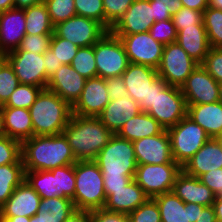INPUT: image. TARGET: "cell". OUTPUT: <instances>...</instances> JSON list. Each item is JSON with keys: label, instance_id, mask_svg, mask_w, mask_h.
Instances as JSON below:
<instances>
[{"label": "cell", "instance_id": "cell-62", "mask_svg": "<svg viewBox=\"0 0 222 222\" xmlns=\"http://www.w3.org/2000/svg\"><path fill=\"white\" fill-rule=\"evenodd\" d=\"M6 136V131L4 127V118L2 113V108L0 106V138Z\"/></svg>", "mask_w": 222, "mask_h": 222}, {"label": "cell", "instance_id": "cell-18", "mask_svg": "<svg viewBox=\"0 0 222 222\" xmlns=\"http://www.w3.org/2000/svg\"><path fill=\"white\" fill-rule=\"evenodd\" d=\"M159 208L161 222H199L200 212L205 206L184 203L172 191L153 198Z\"/></svg>", "mask_w": 222, "mask_h": 222}, {"label": "cell", "instance_id": "cell-27", "mask_svg": "<svg viewBox=\"0 0 222 222\" xmlns=\"http://www.w3.org/2000/svg\"><path fill=\"white\" fill-rule=\"evenodd\" d=\"M187 117L202 127L210 138L222 134V102L187 105Z\"/></svg>", "mask_w": 222, "mask_h": 222}, {"label": "cell", "instance_id": "cell-12", "mask_svg": "<svg viewBox=\"0 0 222 222\" xmlns=\"http://www.w3.org/2000/svg\"><path fill=\"white\" fill-rule=\"evenodd\" d=\"M114 35L122 41L130 63L157 69L164 45L154 40L149 32Z\"/></svg>", "mask_w": 222, "mask_h": 222}, {"label": "cell", "instance_id": "cell-20", "mask_svg": "<svg viewBox=\"0 0 222 222\" xmlns=\"http://www.w3.org/2000/svg\"><path fill=\"white\" fill-rule=\"evenodd\" d=\"M85 81L70 64H63L48 80L47 89L73 106L81 96Z\"/></svg>", "mask_w": 222, "mask_h": 222}, {"label": "cell", "instance_id": "cell-64", "mask_svg": "<svg viewBox=\"0 0 222 222\" xmlns=\"http://www.w3.org/2000/svg\"><path fill=\"white\" fill-rule=\"evenodd\" d=\"M30 222H42L40 218V213H37L34 216L30 217Z\"/></svg>", "mask_w": 222, "mask_h": 222}, {"label": "cell", "instance_id": "cell-17", "mask_svg": "<svg viewBox=\"0 0 222 222\" xmlns=\"http://www.w3.org/2000/svg\"><path fill=\"white\" fill-rule=\"evenodd\" d=\"M109 101L105 79L98 76L86 79L80 98L72 106V113L77 116L98 117Z\"/></svg>", "mask_w": 222, "mask_h": 222}, {"label": "cell", "instance_id": "cell-57", "mask_svg": "<svg viewBox=\"0 0 222 222\" xmlns=\"http://www.w3.org/2000/svg\"><path fill=\"white\" fill-rule=\"evenodd\" d=\"M199 222H217L213 206H206L200 212Z\"/></svg>", "mask_w": 222, "mask_h": 222}, {"label": "cell", "instance_id": "cell-47", "mask_svg": "<svg viewBox=\"0 0 222 222\" xmlns=\"http://www.w3.org/2000/svg\"><path fill=\"white\" fill-rule=\"evenodd\" d=\"M151 37L163 45L177 40V30L172 19L154 22L149 29Z\"/></svg>", "mask_w": 222, "mask_h": 222}, {"label": "cell", "instance_id": "cell-37", "mask_svg": "<svg viewBox=\"0 0 222 222\" xmlns=\"http://www.w3.org/2000/svg\"><path fill=\"white\" fill-rule=\"evenodd\" d=\"M50 171L53 176H56V196L72 200L75 195L74 164L54 168Z\"/></svg>", "mask_w": 222, "mask_h": 222}, {"label": "cell", "instance_id": "cell-23", "mask_svg": "<svg viewBox=\"0 0 222 222\" xmlns=\"http://www.w3.org/2000/svg\"><path fill=\"white\" fill-rule=\"evenodd\" d=\"M172 192L184 203H196L205 207L212 206L216 198L199 178L188 175L183 170L176 177Z\"/></svg>", "mask_w": 222, "mask_h": 222}, {"label": "cell", "instance_id": "cell-14", "mask_svg": "<svg viewBox=\"0 0 222 222\" xmlns=\"http://www.w3.org/2000/svg\"><path fill=\"white\" fill-rule=\"evenodd\" d=\"M187 105L210 104L220 101L219 83L198 64L181 86Z\"/></svg>", "mask_w": 222, "mask_h": 222}, {"label": "cell", "instance_id": "cell-4", "mask_svg": "<svg viewBox=\"0 0 222 222\" xmlns=\"http://www.w3.org/2000/svg\"><path fill=\"white\" fill-rule=\"evenodd\" d=\"M33 136L62 134L72 116V106L47 88L42 89L29 108Z\"/></svg>", "mask_w": 222, "mask_h": 222}, {"label": "cell", "instance_id": "cell-32", "mask_svg": "<svg viewBox=\"0 0 222 222\" xmlns=\"http://www.w3.org/2000/svg\"><path fill=\"white\" fill-rule=\"evenodd\" d=\"M25 10L26 34H53L54 26L50 20L46 5L42 2Z\"/></svg>", "mask_w": 222, "mask_h": 222}, {"label": "cell", "instance_id": "cell-7", "mask_svg": "<svg viewBox=\"0 0 222 222\" xmlns=\"http://www.w3.org/2000/svg\"><path fill=\"white\" fill-rule=\"evenodd\" d=\"M167 132L173 160L181 167L210 139L207 132L187 116Z\"/></svg>", "mask_w": 222, "mask_h": 222}, {"label": "cell", "instance_id": "cell-67", "mask_svg": "<svg viewBox=\"0 0 222 222\" xmlns=\"http://www.w3.org/2000/svg\"><path fill=\"white\" fill-rule=\"evenodd\" d=\"M220 101L222 102V82L219 83Z\"/></svg>", "mask_w": 222, "mask_h": 222}, {"label": "cell", "instance_id": "cell-48", "mask_svg": "<svg viewBox=\"0 0 222 222\" xmlns=\"http://www.w3.org/2000/svg\"><path fill=\"white\" fill-rule=\"evenodd\" d=\"M154 22L172 19L183 5L180 0H150Z\"/></svg>", "mask_w": 222, "mask_h": 222}, {"label": "cell", "instance_id": "cell-50", "mask_svg": "<svg viewBox=\"0 0 222 222\" xmlns=\"http://www.w3.org/2000/svg\"><path fill=\"white\" fill-rule=\"evenodd\" d=\"M201 65L218 83L222 82V48H210Z\"/></svg>", "mask_w": 222, "mask_h": 222}, {"label": "cell", "instance_id": "cell-19", "mask_svg": "<svg viewBox=\"0 0 222 222\" xmlns=\"http://www.w3.org/2000/svg\"><path fill=\"white\" fill-rule=\"evenodd\" d=\"M153 24L154 17L150 0H134L110 31L113 34L149 32Z\"/></svg>", "mask_w": 222, "mask_h": 222}, {"label": "cell", "instance_id": "cell-25", "mask_svg": "<svg viewBox=\"0 0 222 222\" xmlns=\"http://www.w3.org/2000/svg\"><path fill=\"white\" fill-rule=\"evenodd\" d=\"M222 168V148L216 138H210L182 167L188 175H201Z\"/></svg>", "mask_w": 222, "mask_h": 222}, {"label": "cell", "instance_id": "cell-26", "mask_svg": "<svg viewBox=\"0 0 222 222\" xmlns=\"http://www.w3.org/2000/svg\"><path fill=\"white\" fill-rule=\"evenodd\" d=\"M141 112L140 105L128 95L121 99L110 100L98 115V119L113 134H117L125 122Z\"/></svg>", "mask_w": 222, "mask_h": 222}, {"label": "cell", "instance_id": "cell-28", "mask_svg": "<svg viewBox=\"0 0 222 222\" xmlns=\"http://www.w3.org/2000/svg\"><path fill=\"white\" fill-rule=\"evenodd\" d=\"M176 41L198 64L204 62L211 48L204 25H194L180 30Z\"/></svg>", "mask_w": 222, "mask_h": 222}, {"label": "cell", "instance_id": "cell-58", "mask_svg": "<svg viewBox=\"0 0 222 222\" xmlns=\"http://www.w3.org/2000/svg\"><path fill=\"white\" fill-rule=\"evenodd\" d=\"M43 0H14L15 8L26 9L42 3Z\"/></svg>", "mask_w": 222, "mask_h": 222}, {"label": "cell", "instance_id": "cell-36", "mask_svg": "<svg viewBox=\"0 0 222 222\" xmlns=\"http://www.w3.org/2000/svg\"><path fill=\"white\" fill-rule=\"evenodd\" d=\"M70 65L85 79L97 77L94 45L79 47Z\"/></svg>", "mask_w": 222, "mask_h": 222}, {"label": "cell", "instance_id": "cell-61", "mask_svg": "<svg viewBox=\"0 0 222 222\" xmlns=\"http://www.w3.org/2000/svg\"><path fill=\"white\" fill-rule=\"evenodd\" d=\"M15 8L14 0H0V13Z\"/></svg>", "mask_w": 222, "mask_h": 222}, {"label": "cell", "instance_id": "cell-16", "mask_svg": "<svg viewBox=\"0 0 222 222\" xmlns=\"http://www.w3.org/2000/svg\"><path fill=\"white\" fill-rule=\"evenodd\" d=\"M133 145L137 165L177 164L171 154L167 130L155 136L136 140Z\"/></svg>", "mask_w": 222, "mask_h": 222}, {"label": "cell", "instance_id": "cell-33", "mask_svg": "<svg viewBox=\"0 0 222 222\" xmlns=\"http://www.w3.org/2000/svg\"><path fill=\"white\" fill-rule=\"evenodd\" d=\"M25 180L23 164L0 166V208L5 204L13 191Z\"/></svg>", "mask_w": 222, "mask_h": 222}, {"label": "cell", "instance_id": "cell-6", "mask_svg": "<svg viewBox=\"0 0 222 222\" xmlns=\"http://www.w3.org/2000/svg\"><path fill=\"white\" fill-rule=\"evenodd\" d=\"M187 107L180 87L168 85L161 77L156 79V96L146 113L167 130L187 116Z\"/></svg>", "mask_w": 222, "mask_h": 222}, {"label": "cell", "instance_id": "cell-40", "mask_svg": "<svg viewBox=\"0 0 222 222\" xmlns=\"http://www.w3.org/2000/svg\"><path fill=\"white\" fill-rule=\"evenodd\" d=\"M7 164H23L21 142L4 136L0 138V166Z\"/></svg>", "mask_w": 222, "mask_h": 222}, {"label": "cell", "instance_id": "cell-3", "mask_svg": "<svg viewBox=\"0 0 222 222\" xmlns=\"http://www.w3.org/2000/svg\"><path fill=\"white\" fill-rule=\"evenodd\" d=\"M77 161L95 160L114 135L98 117L72 114L63 130Z\"/></svg>", "mask_w": 222, "mask_h": 222}, {"label": "cell", "instance_id": "cell-11", "mask_svg": "<svg viewBox=\"0 0 222 222\" xmlns=\"http://www.w3.org/2000/svg\"><path fill=\"white\" fill-rule=\"evenodd\" d=\"M197 65L198 63L175 41L164 45L157 72L168 85L181 88Z\"/></svg>", "mask_w": 222, "mask_h": 222}, {"label": "cell", "instance_id": "cell-10", "mask_svg": "<svg viewBox=\"0 0 222 222\" xmlns=\"http://www.w3.org/2000/svg\"><path fill=\"white\" fill-rule=\"evenodd\" d=\"M182 171L179 164L137 165L134 181L149 198L172 191L178 174Z\"/></svg>", "mask_w": 222, "mask_h": 222}, {"label": "cell", "instance_id": "cell-5", "mask_svg": "<svg viewBox=\"0 0 222 222\" xmlns=\"http://www.w3.org/2000/svg\"><path fill=\"white\" fill-rule=\"evenodd\" d=\"M76 210L93 211L104 208L106 201L103 175L94 160L77 161L74 164Z\"/></svg>", "mask_w": 222, "mask_h": 222}, {"label": "cell", "instance_id": "cell-63", "mask_svg": "<svg viewBox=\"0 0 222 222\" xmlns=\"http://www.w3.org/2000/svg\"><path fill=\"white\" fill-rule=\"evenodd\" d=\"M209 6L218 10H222V0H209Z\"/></svg>", "mask_w": 222, "mask_h": 222}, {"label": "cell", "instance_id": "cell-13", "mask_svg": "<svg viewBox=\"0 0 222 222\" xmlns=\"http://www.w3.org/2000/svg\"><path fill=\"white\" fill-rule=\"evenodd\" d=\"M108 30L97 20L75 15L54 26L57 37L69 40L78 47L94 45Z\"/></svg>", "mask_w": 222, "mask_h": 222}, {"label": "cell", "instance_id": "cell-30", "mask_svg": "<svg viewBox=\"0 0 222 222\" xmlns=\"http://www.w3.org/2000/svg\"><path fill=\"white\" fill-rule=\"evenodd\" d=\"M164 130L151 115L142 111L125 122L117 135L134 142L142 138L161 134Z\"/></svg>", "mask_w": 222, "mask_h": 222}, {"label": "cell", "instance_id": "cell-53", "mask_svg": "<svg viewBox=\"0 0 222 222\" xmlns=\"http://www.w3.org/2000/svg\"><path fill=\"white\" fill-rule=\"evenodd\" d=\"M199 180L213 192L215 197H222V168L201 175Z\"/></svg>", "mask_w": 222, "mask_h": 222}, {"label": "cell", "instance_id": "cell-60", "mask_svg": "<svg viewBox=\"0 0 222 222\" xmlns=\"http://www.w3.org/2000/svg\"><path fill=\"white\" fill-rule=\"evenodd\" d=\"M1 222H30V218L25 216H0Z\"/></svg>", "mask_w": 222, "mask_h": 222}, {"label": "cell", "instance_id": "cell-34", "mask_svg": "<svg viewBox=\"0 0 222 222\" xmlns=\"http://www.w3.org/2000/svg\"><path fill=\"white\" fill-rule=\"evenodd\" d=\"M25 180L41 198L56 196V176L51 171H25Z\"/></svg>", "mask_w": 222, "mask_h": 222}, {"label": "cell", "instance_id": "cell-46", "mask_svg": "<svg viewBox=\"0 0 222 222\" xmlns=\"http://www.w3.org/2000/svg\"><path fill=\"white\" fill-rule=\"evenodd\" d=\"M53 34L29 35L26 34L21 40L19 47L13 51H27L43 54L50 48Z\"/></svg>", "mask_w": 222, "mask_h": 222}, {"label": "cell", "instance_id": "cell-8", "mask_svg": "<svg viewBox=\"0 0 222 222\" xmlns=\"http://www.w3.org/2000/svg\"><path fill=\"white\" fill-rule=\"evenodd\" d=\"M97 76L103 79L122 76L130 61L119 37L107 31L94 44Z\"/></svg>", "mask_w": 222, "mask_h": 222}, {"label": "cell", "instance_id": "cell-1", "mask_svg": "<svg viewBox=\"0 0 222 222\" xmlns=\"http://www.w3.org/2000/svg\"><path fill=\"white\" fill-rule=\"evenodd\" d=\"M103 175L105 190H119L135 175L137 161L133 142L114 134L94 160Z\"/></svg>", "mask_w": 222, "mask_h": 222}, {"label": "cell", "instance_id": "cell-45", "mask_svg": "<svg viewBox=\"0 0 222 222\" xmlns=\"http://www.w3.org/2000/svg\"><path fill=\"white\" fill-rule=\"evenodd\" d=\"M77 15L97 20L105 27L103 0H74Z\"/></svg>", "mask_w": 222, "mask_h": 222}, {"label": "cell", "instance_id": "cell-22", "mask_svg": "<svg viewBox=\"0 0 222 222\" xmlns=\"http://www.w3.org/2000/svg\"><path fill=\"white\" fill-rule=\"evenodd\" d=\"M41 202L39 194L24 180L0 208V216L32 217L38 213Z\"/></svg>", "mask_w": 222, "mask_h": 222}, {"label": "cell", "instance_id": "cell-41", "mask_svg": "<svg viewBox=\"0 0 222 222\" xmlns=\"http://www.w3.org/2000/svg\"><path fill=\"white\" fill-rule=\"evenodd\" d=\"M20 82L7 61L0 69V106L4 105Z\"/></svg>", "mask_w": 222, "mask_h": 222}, {"label": "cell", "instance_id": "cell-38", "mask_svg": "<svg viewBox=\"0 0 222 222\" xmlns=\"http://www.w3.org/2000/svg\"><path fill=\"white\" fill-rule=\"evenodd\" d=\"M41 90L42 88L38 86L19 84L8 101L1 107L29 109L34 104Z\"/></svg>", "mask_w": 222, "mask_h": 222}, {"label": "cell", "instance_id": "cell-44", "mask_svg": "<svg viewBox=\"0 0 222 222\" xmlns=\"http://www.w3.org/2000/svg\"><path fill=\"white\" fill-rule=\"evenodd\" d=\"M128 222H161L156 201L148 198L142 205L128 214Z\"/></svg>", "mask_w": 222, "mask_h": 222}, {"label": "cell", "instance_id": "cell-51", "mask_svg": "<svg viewBox=\"0 0 222 222\" xmlns=\"http://www.w3.org/2000/svg\"><path fill=\"white\" fill-rule=\"evenodd\" d=\"M109 100H117L128 96L127 88L122 76L105 79Z\"/></svg>", "mask_w": 222, "mask_h": 222}, {"label": "cell", "instance_id": "cell-29", "mask_svg": "<svg viewBox=\"0 0 222 222\" xmlns=\"http://www.w3.org/2000/svg\"><path fill=\"white\" fill-rule=\"evenodd\" d=\"M6 136L20 142L33 137V124L29 109L1 107Z\"/></svg>", "mask_w": 222, "mask_h": 222}, {"label": "cell", "instance_id": "cell-35", "mask_svg": "<svg viewBox=\"0 0 222 222\" xmlns=\"http://www.w3.org/2000/svg\"><path fill=\"white\" fill-rule=\"evenodd\" d=\"M203 23L211 48H222V10L208 6L203 12Z\"/></svg>", "mask_w": 222, "mask_h": 222}, {"label": "cell", "instance_id": "cell-43", "mask_svg": "<svg viewBox=\"0 0 222 222\" xmlns=\"http://www.w3.org/2000/svg\"><path fill=\"white\" fill-rule=\"evenodd\" d=\"M49 49L55 53V57L63 65L70 64L72 62L79 47L69 40L57 37L53 33Z\"/></svg>", "mask_w": 222, "mask_h": 222}, {"label": "cell", "instance_id": "cell-15", "mask_svg": "<svg viewBox=\"0 0 222 222\" xmlns=\"http://www.w3.org/2000/svg\"><path fill=\"white\" fill-rule=\"evenodd\" d=\"M20 84L46 88V70L43 54L10 51L5 54Z\"/></svg>", "mask_w": 222, "mask_h": 222}, {"label": "cell", "instance_id": "cell-66", "mask_svg": "<svg viewBox=\"0 0 222 222\" xmlns=\"http://www.w3.org/2000/svg\"><path fill=\"white\" fill-rule=\"evenodd\" d=\"M216 140L218 141V143L220 144L221 148H222V134L216 137Z\"/></svg>", "mask_w": 222, "mask_h": 222}, {"label": "cell", "instance_id": "cell-31", "mask_svg": "<svg viewBox=\"0 0 222 222\" xmlns=\"http://www.w3.org/2000/svg\"><path fill=\"white\" fill-rule=\"evenodd\" d=\"M75 211L73 200L61 196L41 198L38 208L42 222H64Z\"/></svg>", "mask_w": 222, "mask_h": 222}, {"label": "cell", "instance_id": "cell-24", "mask_svg": "<svg viewBox=\"0 0 222 222\" xmlns=\"http://www.w3.org/2000/svg\"><path fill=\"white\" fill-rule=\"evenodd\" d=\"M104 208L109 211L130 214L149 197L134 179L119 190H105Z\"/></svg>", "mask_w": 222, "mask_h": 222}, {"label": "cell", "instance_id": "cell-2", "mask_svg": "<svg viewBox=\"0 0 222 222\" xmlns=\"http://www.w3.org/2000/svg\"><path fill=\"white\" fill-rule=\"evenodd\" d=\"M21 159L24 171H50L77 162L63 133L22 141Z\"/></svg>", "mask_w": 222, "mask_h": 222}, {"label": "cell", "instance_id": "cell-9", "mask_svg": "<svg viewBox=\"0 0 222 222\" xmlns=\"http://www.w3.org/2000/svg\"><path fill=\"white\" fill-rule=\"evenodd\" d=\"M128 95L135 100L143 112L153 106L156 96L157 69L130 63L122 74Z\"/></svg>", "mask_w": 222, "mask_h": 222}, {"label": "cell", "instance_id": "cell-42", "mask_svg": "<svg viewBox=\"0 0 222 222\" xmlns=\"http://www.w3.org/2000/svg\"><path fill=\"white\" fill-rule=\"evenodd\" d=\"M134 0H103L105 28L110 31Z\"/></svg>", "mask_w": 222, "mask_h": 222}, {"label": "cell", "instance_id": "cell-55", "mask_svg": "<svg viewBox=\"0 0 222 222\" xmlns=\"http://www.w3.org/2000/svg\"><path fill=\"white\" fill-rule=\"evenodd\" d=\"M183 7L204 12L209 6V0H180Z\"/></svg>", "mask_w": 222, "mask_h": 222}, {"label": "cell", "instance_id": "cell-21", "mask_svg": "<svg viewBox=\"0 0 222 222\" xmlns=\"http://www.w3.org/2000/svg\"><path fill=\"white\" fill-rule=\"evenodd\" d=\"M26 35L25 10L12 8L0 13V53L17 49Z\"/></svg>", "mask_w": 222, "mask_h": 222}, {"label": "cell", "instance_id": "cell-52", "mask_svg": "<svg viewBox=\"0 0 222 222\" xmlns=\"http://www.w3.org/2000/svg\"><path fill=\"white\" fill-rule=\"evenodd\" d=\"M90 222H128V214L101 208L90 211Z\"/></svg>", "mask_w": 222, "mask_h": 222}, {"label": "cell", "instance_id": "cell-39", "mask_svg": "<svg viewBox=\"0 0 222 222\" xmlns=\"http://www.w3.org/2000/svg\"><path fill=\"white\" fill-rule=\"evenodd\" d=\"M53 26L77 15L74 0H43Z\"/></svg>", "mask_w": 222, "mask_h": 222}, {"label": "cell", "instance_id": "cell-56", "mask_svg": "<svg viewBox=\"0 0 222 222\" xmlns=\"http://www.w3.org/2000/svg\"><path fill=\"white\" fill-rule=\"evenodd\" d=\"M64 222H90V212L76 210Z\"/></svg>", "mask_w": 222, "mask_h": 222}, {"label": "cell", "instance_id": "cell-59", "mask_svg": "<svg viewBox=\"0 0 222 222\" xmlns=\"http://www.w3.org/2000/svg\"><path fill=\"white\" fill-rule=\"evenodd\" d=\"M212 206L216 214L217 222H222V197H216Z\"/></svg>", "mask_w": 222, "mask_h": 222}, {"label": "cell", "instance_id": "cell-54", "mask_svg": "<svg viewBox=\"0 0 222 222\" xmlns=\"http://www.w3.org/2000/svg\"><path fill=\"white\" fill-rule=\"evenodd\" d=\"M44 57V65L46 70V88L48 80L52 77V75L56 72V70L62 66V64L55 57V53H53L50 49L46 50L43 53Z\"/></svg>", "mask_w": 222, "mask_h": 222}, {"label": "cell", "instance_id": "cell-65", "mask_svg": "<svg viewBox=\"0 0 222 222\" xmlns=\"http://www.w3.org/2000/svg\"><path fill=\"white\" fill-rule=\"evenodd\" d=\"M6 62H7V58H6L5 54L0 53V69Z\"/></svg>", "mask_w": 222, "mask_h": 222}, {"label": "cell", "instance_id": "cell-49", "mask_svg": "<svg viewBox=\"0 0 222 222\" xmlns=\"http://www.w3.org/2000/svg\"><path fill=\"white\" fill-rule=\"evenodd\" d=\"M172 21L178 33L184 28L194 27V25H204L203 12L182 7L172 15Z\"/></svg>", "mask_w": 222, "mask_h": 222}]
</instances>
